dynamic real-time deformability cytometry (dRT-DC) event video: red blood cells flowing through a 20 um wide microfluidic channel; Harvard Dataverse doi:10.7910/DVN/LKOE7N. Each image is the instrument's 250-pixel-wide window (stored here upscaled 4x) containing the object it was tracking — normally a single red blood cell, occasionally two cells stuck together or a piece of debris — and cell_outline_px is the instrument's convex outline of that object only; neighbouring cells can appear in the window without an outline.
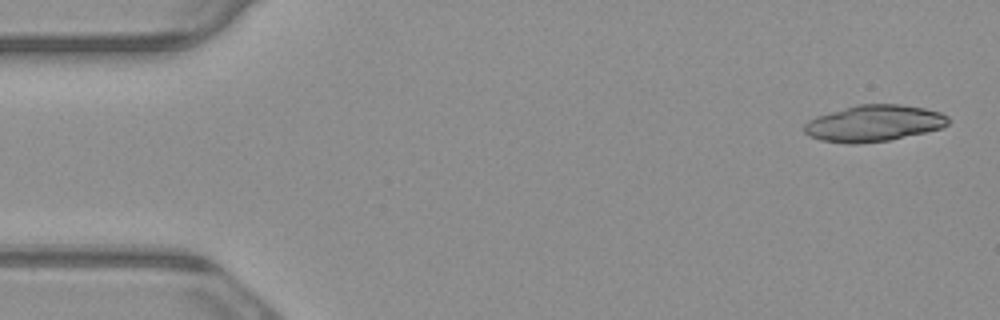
{"species": "common noctule bat (a hibernating species)", "species_latin": "Nyctalus noctula", "temperature_condition": "warm", "stored_images_in_passage": 7, "camera_frame_rate_fps": 3000, "um_per_image_px": 0.085, "animal": {"sex": "male", "body_mass_g": 23.1, "forearm_length_mm": 52.7}, "frame": {"image": 1, "passage_image": 1, "time_ms": 0.0, "image_size_px": [1000, 320], "cell_outline_px": [[948, 124], [940, 128], [924, 132], [888, 140], [856, 144], [848, 144], [820, 140], [808, 136], [804, 132], [804, 124], [808, 120], [816, 116], [844, 108], [860, 104], [900, 104], [924, 108], [940, 112], [948, 116]], "centroid_in_image_um": [74.24, 10.48], "position_along_channel_um": 10.8, "area_um2": 30.4}}
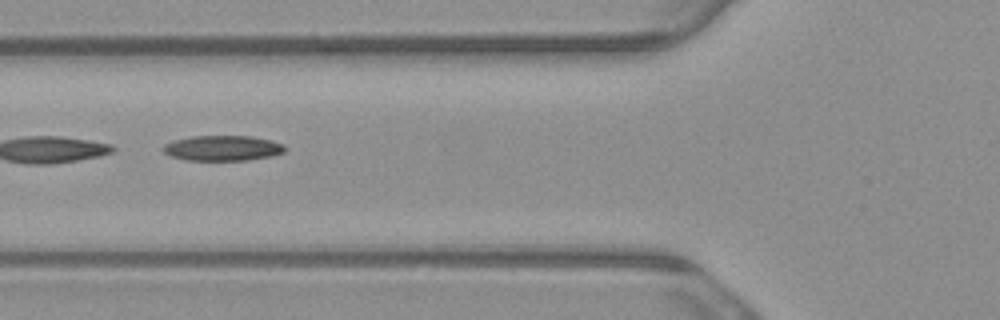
{"frame": {"image": 2, "passage_image": 6, "time_ms": 1.667, "image_size_px": [1000, 320], "cell_outline_px": [[284, 152], [272, 156], [248, 160], [188, 160], [172, 156], [164, 152], [160, 148], [164, 144], [172, 140], [192, 136], [252, 136], [272, 140], [284, 144]], "centroid_in_image_um": [18.91, 12.58], "position_along_channel_um": 106.9, "area_um2": 18.03}}